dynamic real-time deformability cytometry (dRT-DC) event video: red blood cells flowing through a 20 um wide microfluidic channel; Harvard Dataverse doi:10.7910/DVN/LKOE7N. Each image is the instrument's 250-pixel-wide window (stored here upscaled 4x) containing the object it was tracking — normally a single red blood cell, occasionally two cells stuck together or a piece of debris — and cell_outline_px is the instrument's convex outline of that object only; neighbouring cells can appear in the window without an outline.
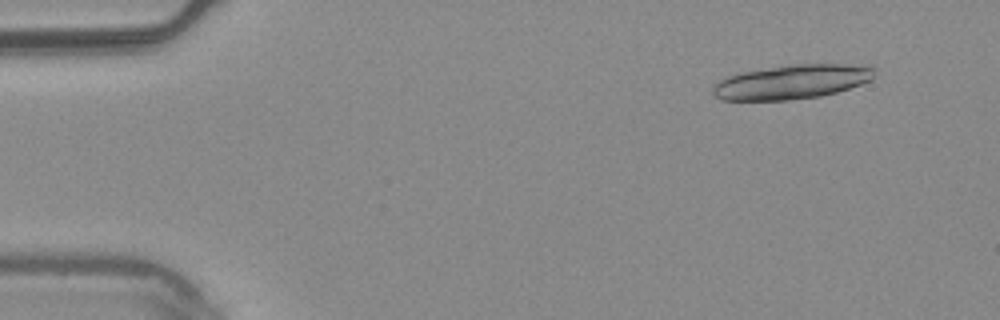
{"species": "common noctule bat (a hibernating species)", "species_latin": "Nyctalus noctula", "temperature_condition": "warm", "stored_images_in_passage": 6, "camera_frame_rate_fps": 3000, "um_per_image_px": 0.085, "animal": {"sex": "male", "body_mass_g": 20.4}, "frame": {"image": 1, "passage_image": 2, "time_ms": 0.333, "image_size_px": [1000, 320], "cell_outline_px": [[876, 68], [872, 80], [836, 92], [820, 96], [788, 100], [720, 100], [712, 92], [712, 88], [720, 80], [728, 76], [740, 72], [792, 64], [844, 64]], "centroid_in_image_um": [67.28, 6.96], "position_along_channel_um": 17.7, "area_um2": 32.08}}